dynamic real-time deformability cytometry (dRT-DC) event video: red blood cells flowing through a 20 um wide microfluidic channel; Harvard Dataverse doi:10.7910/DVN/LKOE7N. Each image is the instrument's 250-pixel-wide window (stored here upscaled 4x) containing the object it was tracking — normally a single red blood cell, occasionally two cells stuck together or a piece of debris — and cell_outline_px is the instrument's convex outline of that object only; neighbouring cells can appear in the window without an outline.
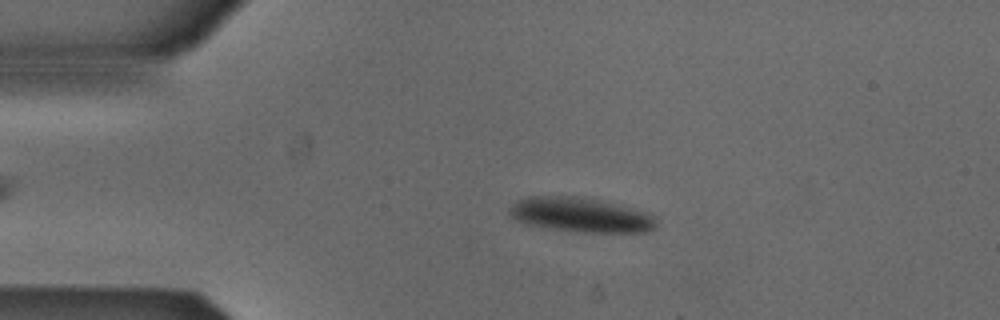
{"species": "Egyptian fruit bat (a non-hibernating species)", "species_latin": "Rousettus aegyptiacus", "temperature_condition": "cold", "stored_images_in_passage": 51, "camera_frame_rate_fps": 3000, "um_per_image_px": 0.085, "animal": {"sex": "male"}, "frame": {"image": 1, "passage_image": 10, "time_ms": 3.0, "image_size_px": [1000, 320], "cell_outline_px": [[656, 228], [648, 232], [576, 232], [540, 228], [524, 224], [508, 216], [508, 208], [516, 200], [528, 196], [576, 196], [616, 204], [648, 212], [656, 216]], "centroid_in_image_um": [49.3, 18.28], "position_along_channel_um": 35.7, "area_um2": 30.17}}
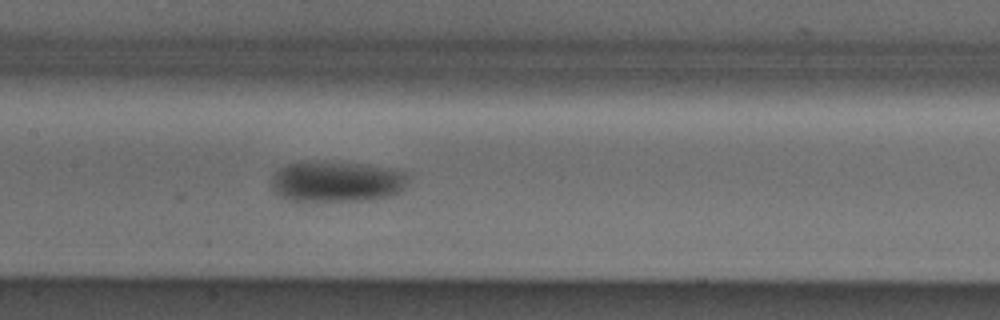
{"frame": {"image": 2, "passage_image": 24, "time_ms": 7.667, "image_size_px": [1000, 320], "cell_outline_px": [[404, 188], [400, 192], [392, 196], [368, 200], [288, 200], [280, 196], [272, 188], [272, 176], [280, 168], [288, 164], [364, 164], [404, 172]], "centroid_in_image_um": [28.61, 15.48], "position_along_channel_um": 178.8, "area_um2": 31.04}}
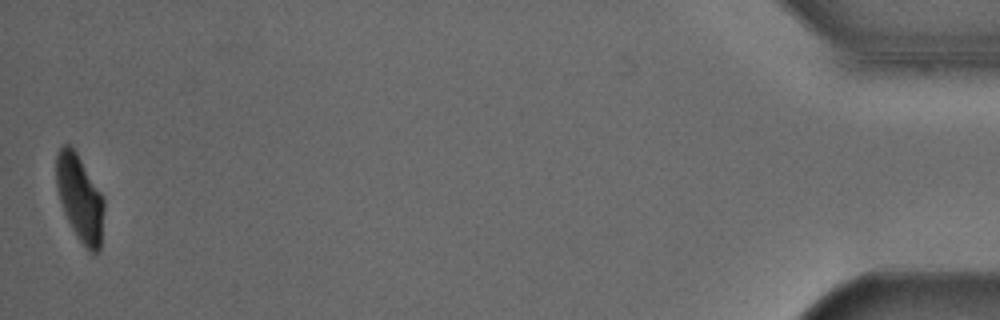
{"frame": {"image": 3, "passage_image": 51, "time_ms": 16.667, "image_size_px": [1000, 320], "cell_outline_px": [[104, 208], [100, 252], [92, 256], [80, 240], [72, 228], [64, 212], [56, 188], [56, 156], [60, 148], [64, 144], [68, 144], [76, 152], [104, 196]], "centroid_in_image_um": [6.8, 16.87], "position_along_channel_um": 428.4, "area_um2": 24.1}}